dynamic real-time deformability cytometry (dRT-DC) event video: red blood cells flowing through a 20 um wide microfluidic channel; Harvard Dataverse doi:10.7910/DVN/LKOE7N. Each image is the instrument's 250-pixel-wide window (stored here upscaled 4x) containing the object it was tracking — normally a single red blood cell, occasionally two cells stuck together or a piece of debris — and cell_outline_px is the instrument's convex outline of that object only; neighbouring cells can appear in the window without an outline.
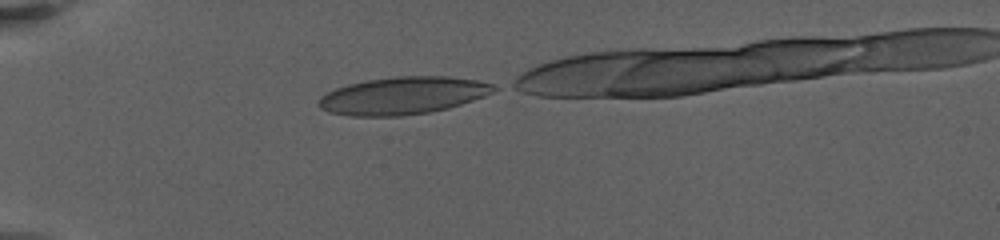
{"species": "human", "species_latin": "Homo sapiens", "temperature_condition": "warm", "stored_images_in_passage": 5, "camera_frame_rate_fps": 3000, "um_per_image_px": 0.085, "donor": {"sex": "female"}, "frame": {"image": 1, "passage_image": 1, "time_ms": 0.0, "image_size_px": [1000, 240], "cell_outline_px": [[500, 88], [484, 96], [448, 108], [428, 112], [400, 116], [352, 116], [328, 112], [320, 108], [320, 96], [336, 88], [348, 84], [368, 80], [396, 76], [448, 76], [476, 80], [496, 84]], "centroid_in_image_um": [34.27, 8.12], "position_along_channel_um": 50.7, "area_um2": 38.09}}